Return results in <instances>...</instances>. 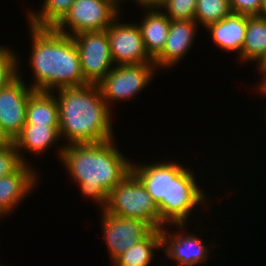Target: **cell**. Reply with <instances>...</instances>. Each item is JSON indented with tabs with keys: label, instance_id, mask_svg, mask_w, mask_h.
Segmentation results:
<instances>
[{
	"label": "cell",
	"instance_id": "1",
	"mask_svg": "<svg viewBox=\"0 0 266 266\" xmlns=\"http://www.w3.org/2000/svg\"><path fill=\"white\" fill-rule=\"evenodd\" d=\"M115 139L97 144L59 145L57 156L84 197L104 210L109 193L131 172L132 161L115 146ZM59 153V154H58Z\"/></svg>",
	"mask_w": 266,
	"mask_h": 266
},
{
	"label": "cell",
	"instance_id": "2",
	"mask_svg": "<svg viewBox=\"0 0 266 266\" xmlns=\"http://www.w3.org/2000/svg\"><path fill=\"white\" fill-rule=\"evenodd\" d=\"M30 67L35 91H50L67 87H81L84 80L79 52L72 36L57 32L53 27H34L30 24Z\"/></svg>",
	"mask_w": 266,
	"mask_h": 266
},
{
	"label": "cell",
	"instance_id": "3",
	"mask_svg": "<svg viewBox=\"0 0 266 266\" xmlns=\"http://www.w3.org/2000/svg\"><path fill=\"white\" fill-rule=\"evenodd\" d=\"M56 90L59 135L67 141L63 145L97 144L116 138L113 136L112 110L103 100L98 85Z\"/></svg>",
	"mask_w": 266,
	"mask_h": 266
},
{
	"label": "cell",
	"instance_id": "4",
	"mask_svg": "<svg viewBox=\"0 0 266 266\" xmlns=\"http://www.w3.org/2000/svg\"><path fill=\"white\" fill-rule=\"evenodd\" d=\"M104 210L114 216L143 220L154 229L160 230L157 203L132 172L109 193Z\"/></svg>",
	"mask_w": 266,
	"mask_h": 266
},
{
	"label": "cell",
	"instance_id": "5",
	"mask_svg": "<svg viewBox=\"0 0 266 266\" xmlns=\"http://www.w3.org/2000/svg\"><path fill=\"white\" fill-rule=\"evenodd\" d=\"M120 6V0H75L69 11L53 28L69 36L103 31L120 16Z\"/></svg>",
	"mask_w": 266,
	"mask_h": 266
},
{
	"label": "cell",
	"instance_id": "6",
	"mask_svg": "<svg viewBox=\"0 0 266 266\" xmlns=\"http://www.w3.org/2000/svg\"><path fill=\"white\" fill-rule=\"evenodd\" d=\"M156 71L155 63L115 65L97 85L103 100L113 110L110 107L113 101L133 99L146 89Z\"/></svg>",
	"mask_w": 266,
	"mask_h": 266
},
{
	"label": "cell",
	"instance_id": "7",
	"mask_svg": "<svg viewBox=\"0 0 266 266\" xmlns=\"http://www.w3.org/2000/svg\"><path fill=\"white\" fill-rule=\"evenodd\" d=\"M186 166L168 160L152 164L132 162L131 172L142 182L152 199L157 203L160 212V229L170 224V191L171 180Z\"/></svg>",
	"mask_w": 266,
	"mask_h": 266
},
{
	"label": "cell",
	"instance_id": "8",
	"mask_svg": "<svg viewBox=\"0 0 266 266\" xmlns=\"http://www.w3.org/2000/svg\"><path fill=\"white\" fill-rule=\"evenodd\" d=\"M19 59L17 57V75L0 88V130L9 141H14L21 133L26 122L28 99L35 91L26 84L23 74H19Z\"/></svg>",
	"mask_w": 266,
	"mask_h": 266
},
{
	"label": "cell",
	"instance_id": "9",
	"mask_svg": "<svg viewBox=\"0 0 266 266\" xmlns=\"http://www.w3.org/2000/svg\"><path fill=\"white\" fill-rule=\"evenodd\" d=\"M72 38L79 52L84 80L97 85L115 66L107 30L82 32Z\"/></svg>",
	"mask_w": 266,
	"mask_h": 266
},
{
	"label": "cell",
	"instance_id": "10",
	"mask_svg": "<svg viewBox=\"0 0 266 266\" xmlns=\"http://www.w3.org/2000/svg\"><path fill=\"white\" fill-rule=\"evenodd\" d=\"M117 17L106 29L110 43V54L115 65L154 63L146 52L137 22L122 23Z\"/></svg>",
	"mask_w": 266,
	"mask_h": 266
},
{
	"label": "cell",
	"instance_id": "11",
	"mask_svg": "<svg viewBox=\"0 0 266 266\" xmlns=\"http://www.w3.org/2000/svg\"><path fill=\"white\" fill-rule=\"evenodd\" d=\"M178 228L176 232L170 233V226ZM186 224H167L160 229L161 248L166 259H172L179 266H195L204 263L210 257L211 248L204 244L203 240L192 232L184 229ZM167 228V229H166ZM169 230V231H168ZM179 230V231H178ZM188 232V233H187Z\"/></svg>",
	"mask_w": 266,
	"mask_h": 266
},
{
	"label": "cell",
	"instance_id": "12",
	"mask_svg": "<svg viewBox=\"0 0 266 266\" xmlns=\"http://www.w3.org/2000/svg\"><path fill=\"white\" fill-rule=\"evenodd\" d=\"M104 240L111 263L135 243L144 240L154 228L137 218H124L101 211Z\"/></svg>",
	"mask_w": 266,
	"mask_h": 266
},
{
	"label": "cell",
	"instance_id": "13",
	"mask_svg": "<svg viewBox=\"0 0 266 266\" xmlns=\"http://www.w3.org/2000/svg\"><path fill=\"white\" fill-rule=\"evenodd\" d=\"M193 172L191 168L185 167L171 180L170 224H187L194 209L200 207L198 205L206 208L209 196L197 183L198 178Z\"/></svg>",
	"mask_w": 266,
	"mask_h": 266
},
{
	"label": "cell",
	"instance_id": "14",
	"mask_svg": "<svg viewBox=\"0 0 266 266\" xmlns=\"http://www.w3.org/2000/svg\"><path fill=\"white\" fill-rule=\"evenodd\" d=\"M23 163L15 172L0 177V217L12 214L23 199H27L39 181L38 171L28 163ZM34 187V189H33Z\"/></svg>",
	"mask_w": 266,
	"mask_h": 266
},
{
	"label": "cell",
	"instance_id": "15",
	"mask_svg": "<svg viewBox=\"0 0 266 266\" xmlns=\"http://www.w3.org/2000/svg\"><path fill=\"white\" fill-rule=\"evenodd\" d=\"M198 26L195 20H171L164 49L154 59L158 70L172 68L188 54L193 47Z\"/></svg>",
	"mask_w": 266,
	"mask_h": 266
},
{
	"label": "cell",
	"instance_id": "16",
	"mask_svg": "<svg viewBox=\"0 0 266 266\" xmlns=\"http://www.w3.org/2000/svg\"><path fill=\"white\" fill-rule=\"evenodd\" d=\"M247 28V15L231 12L224 19L210 24L207 32L212 36V41L225 52H236L239 56L243 47Z\"/></svg>",
	"mask_w": 266,
	"mask_h": 266
},
{
	"label": "cell",
	"instance_id": "17",
	"mask_svg": "<svg viewBox=\"0 0 266 266\" xmlns=\"http://www.w3.org/2000/svg\"><path fill=\"white\" fill-rule=\"evenodd\" d=\"M59 135V126H41L33 124H25L21 133L14 139L13 143L19 153L20 159L26 163L23 152H32L35 156L43 155L52 145L61 141Z\"/></svg>",
	"mask_w": 266,
	"mask_h": 266
},
{
	"label": "cell",
	"instance_id": "18",
	"mask_svg": "<svg viewBox=\"0 0 266 266\" xmlns=\"http://www.w3.org/2000/svg\"><path fill=\"white\" fill-rule=\"evenodd\" d=\"M143 18L137 25L148 55L154 60L164 49L171 19L159 8L143 9Z\"/></svg>",
	"mask_w": 266,
	"mask_h": 266
},
{
	"label": "cell",
	"instance_id": "19",
	"mask_svg": "<svg viewBox=\"0 0 266 266\" xmlns=\"http://www.w3.org/2000/svg\"><path fill=\"white\" fill-rule=\"evenodd\" d=\"M50 91H34L26 106L25 124L59 126V104Z\"/></svg>",
	"mask_w": 266,
	"mask_h": 266
},
{
	"label": "cell",
	"instance_id": "20",
	"mask_svg": "<svg viewBox=\"0 0 266 266\" xmlns=\"http://www.w3.org/2000/svg\"><path fill=\"white\" fill-rule=\"evenodd\" d=\"M266 55V18L247 16V28L240 55L241 62H257Z\"/></svg>",
	"mask_w": 266,
	"mask_h": 266
},
{
	"label": "cell",
	"instance_id": "21",
	"mask_svg": "<svg viewBox=\"0 0 266 266\" xmlns=\"http://www.w3.org/2000/svg\"><path fill=\"white\" fill-rule=\"evenodd\" d=\"M160 249V230L154 229L144 240L135 243L111 264L113 266H149L156 255L155 252Z\"/></svg>",
	"mask_w": 266,
	"mask_h": 266
},
{
	"label": "cell",
	"instance_id": "22",
	"mask_svg": "<svg viewBox=\"0 0 266 266\" xmlns=\"http://www.w3.org/2000/svg\"><path fill=\"white\" fill-rule=\"evenodd\" d=\"M74 2L75 0H44L41 9L27 12V22L34 27H54Z\"/></svg>",
	"mask_w": 266,
	"mask_h": 266
},
{
	"label": "cell",
	"instance_id": "23",
	"mask_svg": "<svg viewBox=\"0 0 266 266\" xmlns=\"http://www.w3.org/2000/svg\"><path fill=\"white\" fill-rule=\"evenodd\" d=\"M231 12L229 0H197L194 20L205 29L210 24L224 19Z\"/></svg>",
	"mask_w": 266,
	"mask_h": 266
},
{
	"label": "cell",
	"instance_id": "24",
	"mask_svg": "<svg viewBox=\"0 0 266 266\" xmlns=\"http://www.w3.org/2000/svg\"><path fill=\"white\" fill-rule=\"evenodd\" d=\"M196 3L197 0H166L159 9L171 20H194Z\"/></svg>",
	"mask_w": 266,
	"mask_h": 266
},
{
	"label": "cell",
	"instance_id": "25",
	"mask_svg": "<svg viewBox=\"0 0 266 266\" xmlns=\"http://www.w3.org/2000/svg\"><path fill=\"white\" fill-rule=\"evenodd\" d=\"M17 57L15 51L0 45V88L17 75Z\"/></svg>",
	"mask_w": 266,
	"mask_h": 266
},
{
	"label": "cell",
	"instance_id": "26",
	"mask_svg": "<svg viewBox=\"0 0 266 266\" xmlns=\"http://www.w3.org/2000/svg\"><path fill=\"white\" fill-rule=\"evenodd\" d=\"M23 162L15 148L13 141L0 147V177L8 176L15 172Z\"/></svg>",
	"mask_w": 266,
	"mask_h": 266
},
{
	"label": "cell",
	"instance_id": "27",
	"mask_svg": "<svg viewBox=\"0 0 266 266\" xmlns=\"http://www.w3.org/2000/svg\"><path fill=\"white\" fill-rule=\"evenodd\" d=\"M230 9L233 13L247 16H260L264 0H229Z\"/></svg>",
	"mask_w": 266,
	"mask_h": 266
},
{
	"label": "cell",
	"instance_id": "28",
	"mask_svg": "<svg viewBox=\"0 0 266 266\" xmlns=\"http://www.w3.org/2000/svg\"><path fill=\"white\" fill-rule=\"evenodd\" d=\"M123 1V2H122ZM124 1L127 0H120V5L122 6V3L124 4ZM136 4H138L142 10V7L145 9H151V8H160L161 5L166 1V0H133Z\"/></svg>",
	"mask_w": 266,
	"mask_h": 266
},
{
	"label": "cell",
	"instance_id": "29",
	"mask_svg": "<svg viewBox=\"0 0 266 266\" xmlns=\"http://www.w3.org/2000/svg\"><path fill=\"white\" fill-rule=\"evenodd\" d=\"M256 65L258 66V70L261 72L260 74L263 75L261 78L262 80L260 81L261 83L257 84H260L259 87L256 88L258 89L266 82V55Z\"/></svg>",
	"mask_w": 266,
	"mask_h": 266
},
{
	"label": "cell",
	"instance_id": "30",
	"mask_svg": "<svg viewBox=\"0 0 266 266\" xmlns=\"http://www.w3.org/2000/svg\"><path fill=\"white\" fill-rule=\"evenodd\" d=\"M10 141L7 139V137L1 132L0 130V147H4L7 145Z\"/></svg>",
	"mask_w": 266,
	"mask_h": 266
},
{
	"label": "cell",
	"instance_id": "31",
	"mask_svg": "<svg viewBox=\"0 0 266 266\" xmlns=\"http://www.w3.org/2000/svg\"><path fill=\"white\" fill-rule=\"evenodd\" d=\"M257 90H259L258 92L260 94H263L265 96L266 95V82L260 88H258Z\"/></svg>",
	"mask_w": 266,
	"mask_h": 266
},
{
	"label": "cell",
	"instance_id": "32",
	"mask_svg": "<svg viewBox=\"0 0 266 266\" xmlns=\"http://www.w3.org/2000/svg\"><path fill=\"white\" fill-rule=\"evenodd\" d=\"M260 16H262L263 18H266V0H264V6H263Z\"/></svg>",
	"mask_w": 266,
	"mask_h": 266
}]
</instances>
